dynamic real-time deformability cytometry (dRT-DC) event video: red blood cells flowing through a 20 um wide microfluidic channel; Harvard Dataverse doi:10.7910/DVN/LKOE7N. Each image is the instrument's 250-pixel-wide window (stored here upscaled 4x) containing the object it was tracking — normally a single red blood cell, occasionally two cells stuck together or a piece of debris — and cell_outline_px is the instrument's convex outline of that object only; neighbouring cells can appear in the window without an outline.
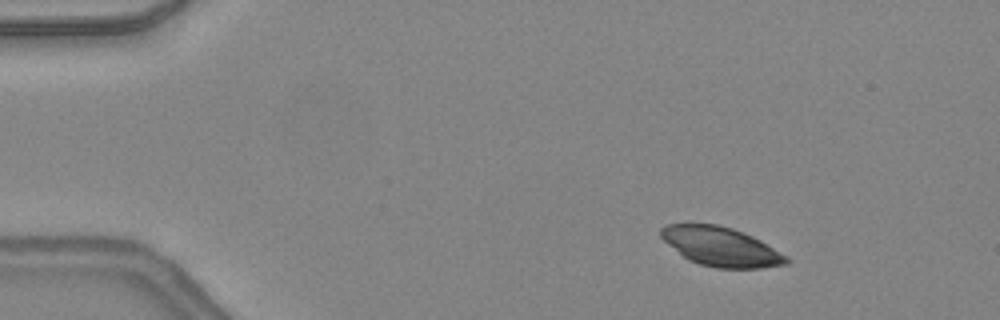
{"species": "common noctule bat (a hibernating species)", "species_latin": "Nyctalus noctula", "temperature_condition": "warm", "stored_images_in_passage": 42, "camera_frame_rate_fps": 3000, "um_per_image_px": 0.085, "animal": {"sex": "female", "body_mass_g": 24.6, "forearm_length_mm": 56.2}, "frame": {"image": 1, "passage_image": 1, "time_ms": 0.0, "image_size_px": [1000, 320], "cell_outline_px": [[792, 260], [788, 264], [760, 268], [716, 268], [700, 264], [688, 260], [668, 244], [660, 236], [660, 228], [668, 224], [716, 224], [732, 228], [744, 232], [760, 240], [788, 256]], "centroid_in_image_um": [61.31, 20.97], "position_along_channel_um": 23.7, "area_um2": 28.61}}